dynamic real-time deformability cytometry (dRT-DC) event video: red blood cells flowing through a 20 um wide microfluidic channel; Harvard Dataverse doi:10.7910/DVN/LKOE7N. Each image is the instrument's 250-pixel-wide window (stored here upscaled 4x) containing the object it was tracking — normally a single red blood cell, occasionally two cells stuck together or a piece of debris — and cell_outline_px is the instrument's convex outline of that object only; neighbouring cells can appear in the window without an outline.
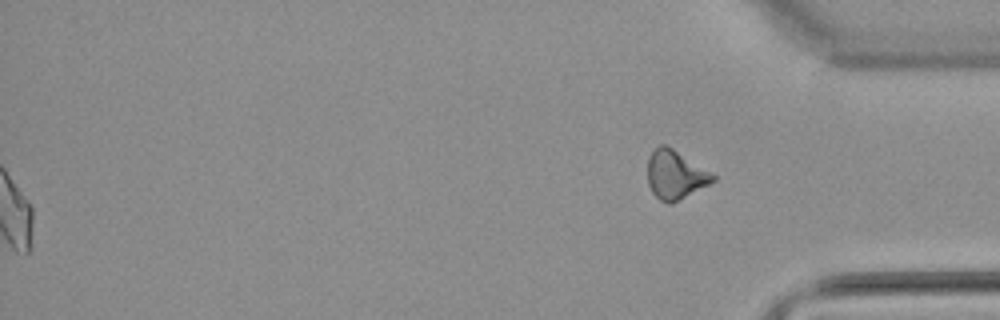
{"species": "common noctule bat (a hibernating species)", "species_latin": "Nyctalus noctula", "temperature_condition": "warm", "stored_images_in_passage": 54, "segment_of_instrument_passage": [2, 2], "camera_frame_rate_fps": 3000, "um_per_image_px": 0.085, "animal": {"sex": "male", "body_mass_g": 21.5, "forearm_length_mm": 52.0}, "frame": {"image": 1, "passage_image": 54, "time_ms": 17.667, "image_size_px": [1000, 320], "cell_outline_px": [[716, 180], [672, 204], [668, 204], [660, 200], [652, 192], [648, 184], [648, 156], [660, 144], [664, 144], [672, 148], [716, 176]], "centroid_in_image_um": [57.37, 14.87], "position_along_channel_um": 377.8, "area_um2": 18.26}}